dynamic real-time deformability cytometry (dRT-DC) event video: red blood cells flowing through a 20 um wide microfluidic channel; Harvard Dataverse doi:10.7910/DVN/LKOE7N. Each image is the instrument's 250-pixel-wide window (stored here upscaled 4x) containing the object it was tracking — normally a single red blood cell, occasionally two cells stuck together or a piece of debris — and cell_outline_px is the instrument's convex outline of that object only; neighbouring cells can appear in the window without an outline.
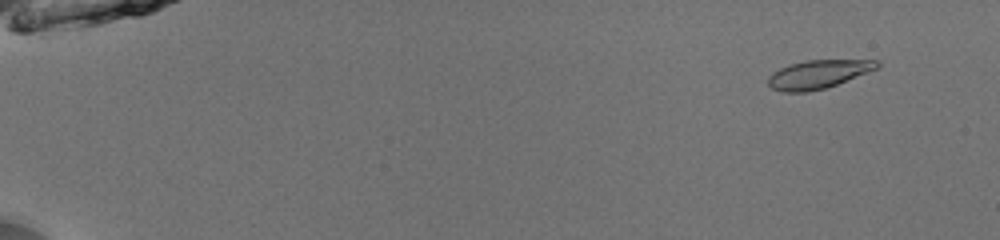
{"species": "common noctule bat (a hibernating species)", "species_latin": "Nyctalus noctula", "temperature_condition": "room temperature", "stored_images_in_passage": 53, "camera_frame_rate_fps": 3000, "um_per_image_px": 0.085, "animal": {"sex": "male", "body_mass_g": 13.0, "forearm_length_mm": 53.1}, "frame": {"image": 1, "passage_image": 5, "time_ms": 1.333, "image_size_px": [1000, 240], "cell_outline_px": [[880, 64], [876, 68], [836, 84], [824, 88], [808, 92], [784, 92], [772, 88], [768, 84], [768, 76], [772, 72], [780, 68], [804, 60], [880, 60]], "centroid_in_image_um": [69.5, 6.31], "position_along_channel_um": 15.5, "area_um2": 17.74}}
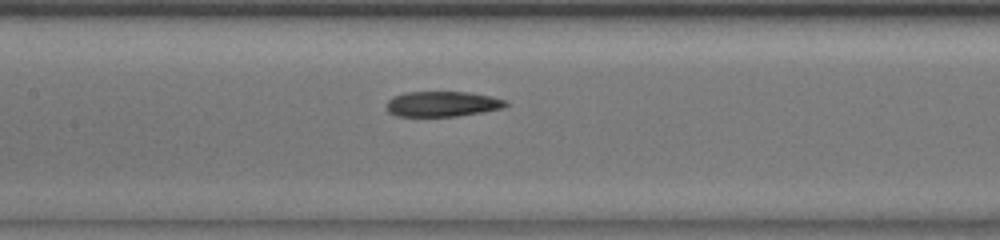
{"frame": {"image": 2, "passage_image": 28, "time_ms": 9.0, "image_size_px": [1000, 240], "cell_outline_px": [[508, 104], [504, 108], [456, 116], [396, 116], [388, 112], [388, 100], [392, 96], [404, 92], [468, 92], [492, 96], [504, 100]], "centroid_in_image_um": [37.58, 8.83], "position_along_channel_um": 169.8, "area_um2": 17.51}}
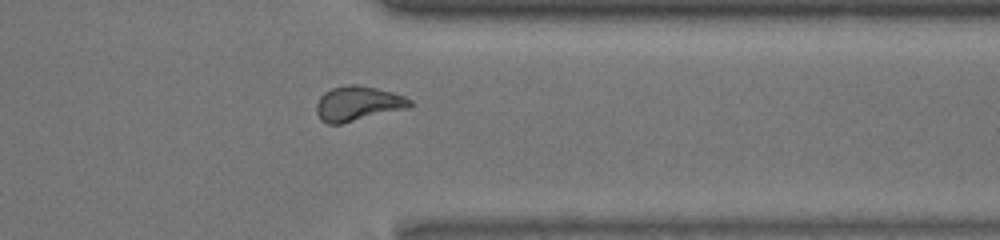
{"frame": {"image": 3, "passage_image": 44, "time_ms": 14.333, "image_size_px": [1000, 240], "cell_outline_px": [[412, 108], [340, 124], [328, 124], [320, 120], [316, 112], [316, 104], [320, 96], [324, 92], [332, 88], [348, 84], [356, 84], [376, 88], [392, 92], [404, 96], [412, 100]], "centroid_in_image_um": [30.44, 8.81], "position_along_channel_um": 381.0, "area_um2": 19.25}, "authors_computed_cell_mechanics": {"area_um2": 18.3226, "velocity_mm_per_s": 3.9785, "shape_relaxation_time_tau1_ms": null, "shape_relaxation_time_tau2_ms": 4.2541, "deformation_change_tau1": null, "deformation_change_tau2": 0.0954}}